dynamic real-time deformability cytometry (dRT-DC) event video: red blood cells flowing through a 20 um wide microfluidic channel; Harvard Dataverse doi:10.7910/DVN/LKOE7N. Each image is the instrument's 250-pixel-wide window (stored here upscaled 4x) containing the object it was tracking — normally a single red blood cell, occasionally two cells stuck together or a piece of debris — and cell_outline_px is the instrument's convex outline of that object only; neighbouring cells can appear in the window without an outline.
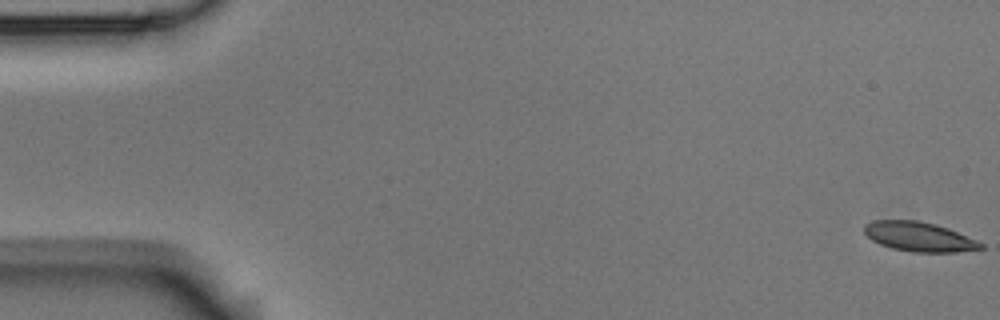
{"species": "Egyptian fruit bat (a non-hibernating species)", "species_latin": "Rousettus aegyptiacus", "temperature_condition": "room temperature", "stored_images_in_passage": 8, "camera_frame_rate_fps": 3000, "um_per_image_px": 0.085, "animal": {"sex": "male"}, "frame": {"image": 1, "passage_image": 1, "time_ms": 0.0, "image_size_px": [1000, 320], "cell_outline_px": [[984, 248], [956, 252], [912, 252], [892, 248], [880, 244], [872, 240], [864, 232], [864, 224], [872, 220], [916, 220], [936, 224], [948, 228], [976, 240], [984, 244]], "centroid_in_image_um": [78.11, 20.11], "position_along_channel_um": 6.9, "area_um2": 20.0}}
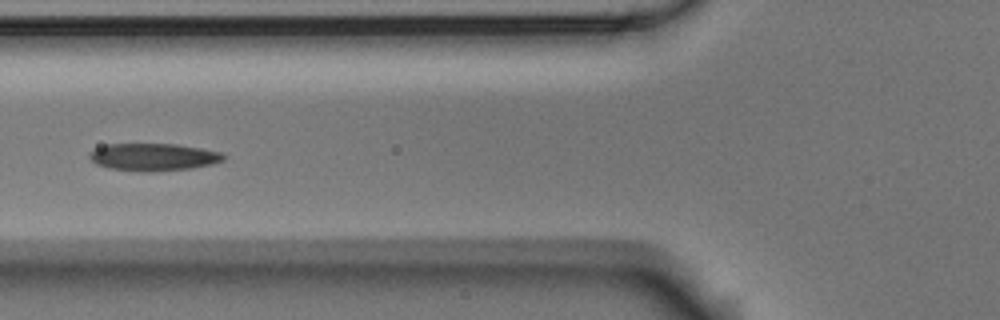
{"frame": {"image": 2, "passage_image": 6, "time_ms": 7.0, "image_size_px": [1000, 320], "cell_outline_px": [[228, 156], [224, 160], [212, 164], [192, 168], [152, 172], [144, 172], [108, 168], [96, 164], [88, 156], [88, 152], [104, 144], [176, 144], [224, 152]], "centroid_in_image_um": [13.06, 13.35], "position_along_channel_um": 112.7, "area_um2": 21.73}}
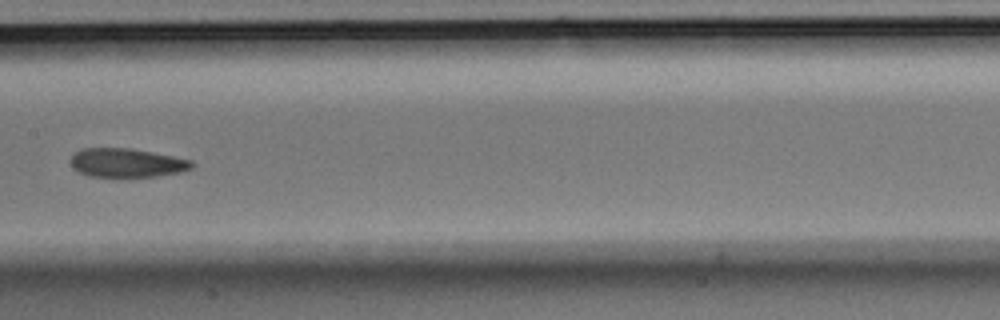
{"frame": {"image": 3, "passage_image": 8, "time_ms": 9.333, "image_size_px": [1000, 320], "cell_outline_px": [[196, 164], [192, 168], [180, 172], [156, 176], [88, 176], [72, 168], [72, 156], [80, 148], [132, 148], [192, 160]], "centroid_in_image_um": [10.8, 13.83], "position_along_channel_um": 196.6, "area_um2": 20.23}}